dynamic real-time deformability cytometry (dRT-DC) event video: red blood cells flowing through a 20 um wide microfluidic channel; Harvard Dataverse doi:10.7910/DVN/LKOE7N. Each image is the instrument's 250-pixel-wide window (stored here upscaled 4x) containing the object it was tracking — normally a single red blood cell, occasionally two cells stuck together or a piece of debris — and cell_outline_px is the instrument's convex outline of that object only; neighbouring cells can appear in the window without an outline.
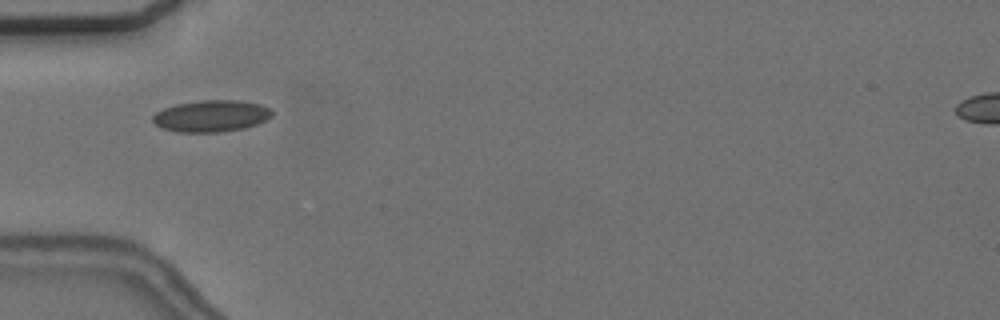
{"species": "common noctule bat (a hibernating species)", "species_latin": "Nyctalus noctula", "temperature_condition": "cold", "stored_images_in_passage": 4, "camera_frame_rate_fps": 3000, "um_per_image_px": 0.085, "animal": {"sex": "female", "body_mass_g": 24.6, "forearm_length_mm": 56.2}, "frame": {"image": 1, "passage_image": 1, "time_ms": 0.0, "image_size_px": [1000, 320], "cell_outline_px": [[272, 116], [268, 120], [244, 128], [224, 132], [176, 132], [160, 128], [152, 120], [152, 116], [156, 112], [164, 108], [176, 104], [200, 100], [240, 100], [260, 104], [268, 108], [272, 112]], "centroid_in_image_um": [17.95, 9.86], "position_along_channel_um": 67.1, "area_um2": 22.2}}